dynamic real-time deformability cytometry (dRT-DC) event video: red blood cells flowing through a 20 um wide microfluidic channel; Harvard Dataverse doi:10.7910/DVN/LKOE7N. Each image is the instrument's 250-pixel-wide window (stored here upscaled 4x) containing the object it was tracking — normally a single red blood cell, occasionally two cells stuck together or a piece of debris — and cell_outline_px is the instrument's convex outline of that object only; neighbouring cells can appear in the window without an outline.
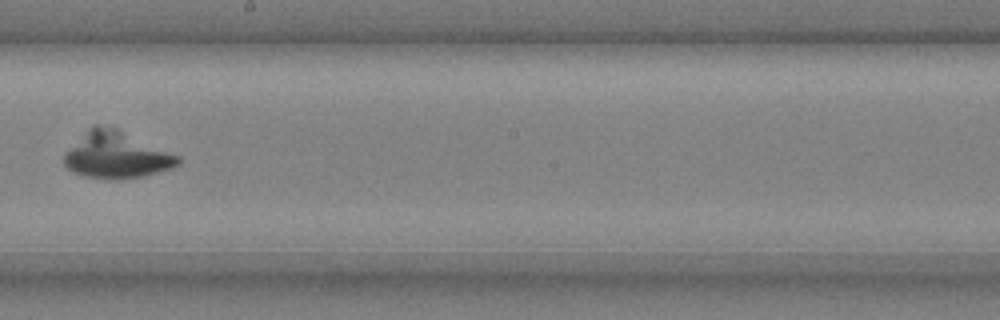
{"species": "common noctule bat (a hibernating species)", "species_latin": "Nyctalus noctula", "temperature_condition": "cold", "stored_images_in_passage": 7, "camera_frame_rate_fps": 3000, "um_per_image_px": 0.085, "animal": {"sex": "male", "body_mass_g": 20.4}, "frame": {"image": 1, "passage_image": 7, "time_ms": 2.0, "image_size_px": [1000, 320], "cell_outline_px": [[180, 164], [172, 168], [144, 176], [116, 180], [108, 180], [84, 176], [72, 172], [64, 164], [64, 152], [92, 124], [96, 124], [116, 128], [180, 156]], "centroid_in_image_um": [9.87, 13.19], "position_along_channel_um": 238.3, "area_um2": 31.1}}